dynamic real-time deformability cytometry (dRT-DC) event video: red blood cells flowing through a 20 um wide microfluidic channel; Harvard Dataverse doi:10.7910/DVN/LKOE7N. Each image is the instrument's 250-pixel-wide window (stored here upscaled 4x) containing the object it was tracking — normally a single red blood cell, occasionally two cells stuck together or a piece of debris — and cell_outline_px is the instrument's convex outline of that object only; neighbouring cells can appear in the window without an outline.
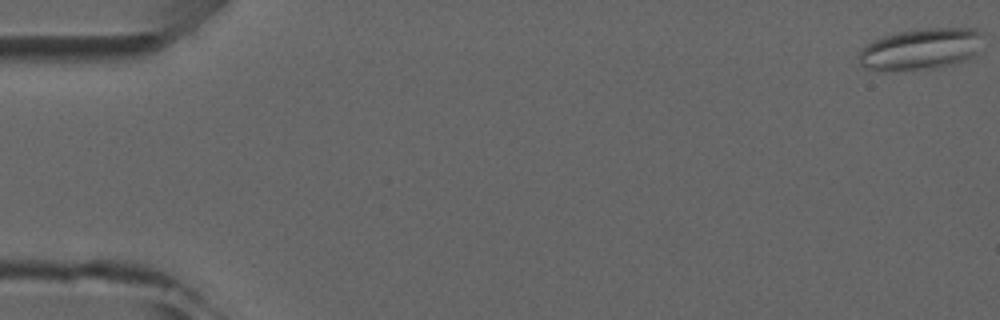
{"species": "common noctule bat (a hibernating species)", "species_latin": "Nyctalus noctula", "temperature_condition": "room temperature", "stored_images_in_passage": 4, "camera_frame_rate_fps": 3000, "um_per_image_px": 0.085, "animal": {"sex": "male", "forearm_length_mm": 52.5}, "frame": {"image": 1, "passage_image": 1, "time_ms": 0.0, "image_size_px": [1000, 320], "cell_outline_px": [[980, 32], [976, 52], [968, 60], [952, 64], [932, 68], [884, 72], [864, 68], [860, 64], [856, 56], [868, 44], [884, 36], [896, 32], [924, 28], [980, 28]], "centroid_in_image_um": [78.2, 4.19], "position_along_channel_um": 6.8, "area_um2": 29.88}}